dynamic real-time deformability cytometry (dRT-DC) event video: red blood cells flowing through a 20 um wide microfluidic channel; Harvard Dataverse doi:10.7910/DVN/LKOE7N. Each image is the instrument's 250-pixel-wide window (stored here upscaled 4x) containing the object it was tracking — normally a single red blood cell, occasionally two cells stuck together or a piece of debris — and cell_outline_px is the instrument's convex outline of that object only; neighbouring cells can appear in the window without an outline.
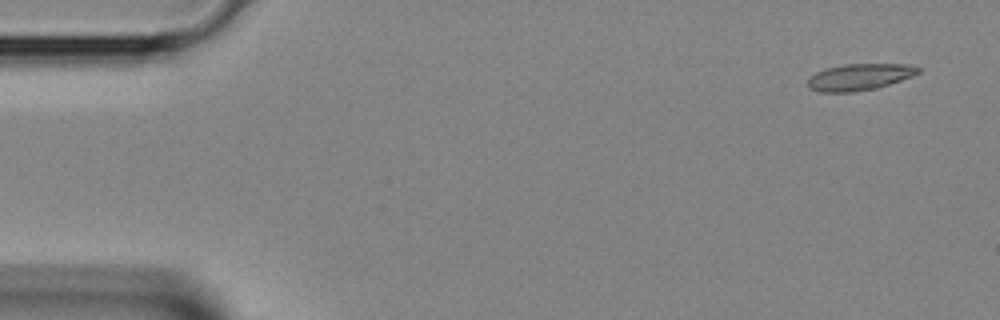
{"species": "Egyptian fruit bat (a non-hibernating species)", "species_latin": "Rousettus aegyptiacus", "temperature_condition": "room temperature", "stored_images_in_passage": 3, "camera_frame_rate_fps": 3000, "um_per_image_px": 0.085, "animal": {"sex": "female"}, "frame": {"image": 1, "passage_image": 1, "time_ms": 0.0, "image_size_px": [1000, 320], "cell_outline_px": [[920, 72], [912, 76], [876, 88], [852, 92], [820, 92], [808, 88], [808, 76], [824, 68], [844, 64], [912, 64], [920, 68]], "centroid_in_image_um": [73.02, 6.53], "position_along_channel_um": 12.0, "area_um2": 17.17}}
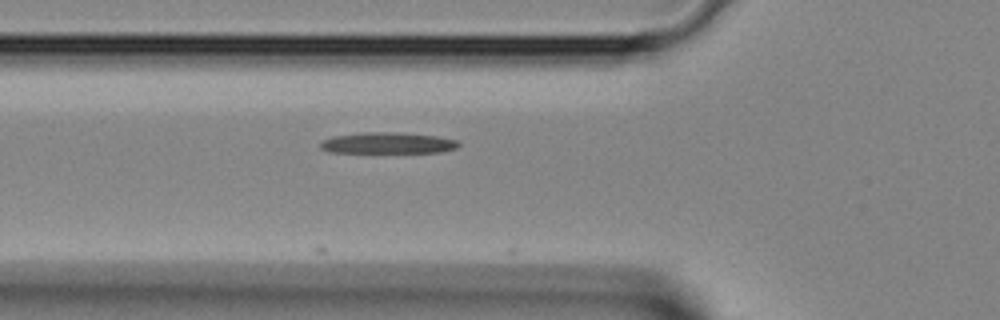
{"frame": {"image": 2, "passage_image": 3, "time_ms": 0.667, "image_size_px": [1000, 320], "cell_outline_px": [[460, 144], [456, 148], [440, 152], [328, 152], [320, 148], [320, 144], [324, 140], [332, 136], [360, 132], [392, 132], [436, 136], [456, 140]], "centroid_in_image_um": [32.92, 12.15], "position_along_channel_um": 92.9, "area_um2": 16.88}}